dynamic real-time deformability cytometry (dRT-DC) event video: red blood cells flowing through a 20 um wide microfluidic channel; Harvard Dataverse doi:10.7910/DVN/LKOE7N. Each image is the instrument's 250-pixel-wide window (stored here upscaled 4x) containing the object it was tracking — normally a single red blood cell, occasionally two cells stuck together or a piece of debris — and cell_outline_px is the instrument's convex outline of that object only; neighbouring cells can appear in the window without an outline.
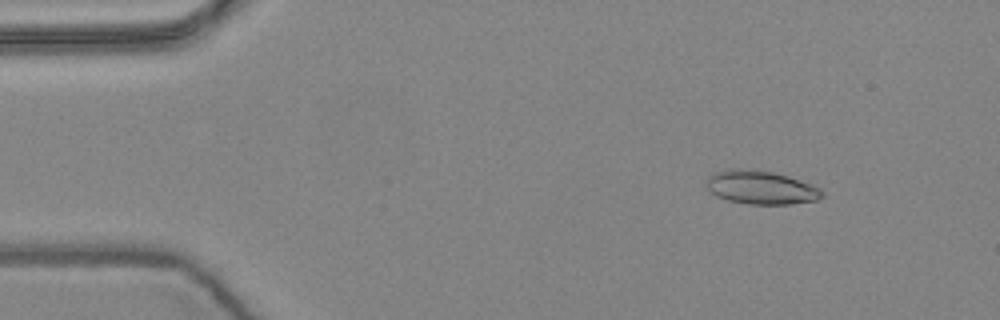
{"species": "common noctule bat (a hibernating species)", "species_latin": "Nyctalus noctula", "temperature_condition": "warm", "stored_images_in_passage": 8, "camera_frame_rate_fps": 3000, "um_per_image_px": 0.085, "animal": {"sex": "female", "body_mass_g": 24.6, "forearm_length_mm": 56.2}, "frame": {"image": 1, "passage_image": 1, "time_ms": 0.0, "image_size_px": [1000, 320], "cell_outline_px": [[824, 196], [816, 200], [792, 204], [748, 204], [728, 200], [716, 196], [704, 184], [708, 176], [712, 172], [728, 168], [740, 168], [772, 172], [788, 176], [820, 188], [824, 192]], "centroid_in_image_um": [64.64, 15.93], "position_along_channel_um": 20.4, "area_um2": 22.72}}
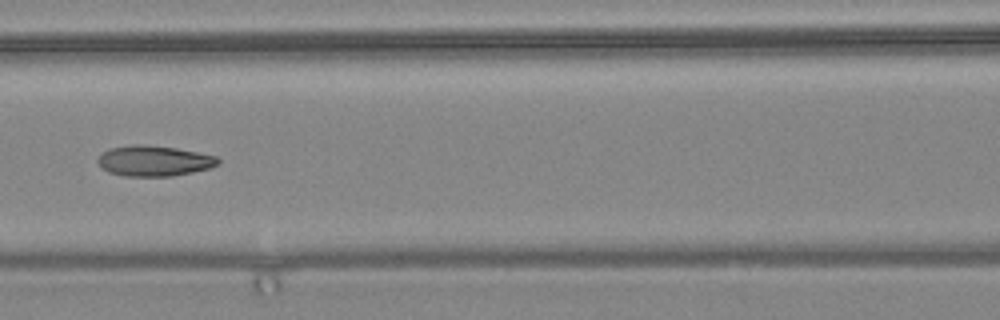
{"frame": {"image": 2, "passage_image": 6, "time_ms": 1.667, "image_size_px": [1000, 320], "cell_outline_px": [[220, 164], [212, 168], [172, 176], [124, 176], [108, 172], [100, 168], [96, 160], [104, 152], [112, 148], [132, 144], [140, 144], [176, 148], [216, 156], [220, 160]], "centroid_in_image_um": [13.1, 13.68], "position_along_channel_um": 153.5, "area_um2": 21.44}}
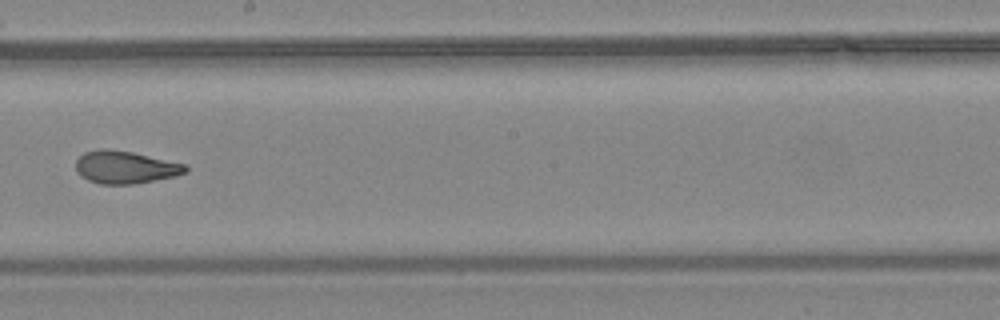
{"frame": {"image": 3, "passage_image": 8, "time_ms": 2.333, "image_size_px": [1000, 320], "cell_outline_px": [[188, 172], [176, 176], [136, 184], [100, 184], [88, 180], [80, 176], [76, 172], [76, 160], [84, 152], [100, 148], [108, 148], [132, 152], [184, 164], [188, 168]], "centroid_in_image_um": [10.62, 14.22], "position_along_channel_um": 237.6, "area_um2": 20.98}}